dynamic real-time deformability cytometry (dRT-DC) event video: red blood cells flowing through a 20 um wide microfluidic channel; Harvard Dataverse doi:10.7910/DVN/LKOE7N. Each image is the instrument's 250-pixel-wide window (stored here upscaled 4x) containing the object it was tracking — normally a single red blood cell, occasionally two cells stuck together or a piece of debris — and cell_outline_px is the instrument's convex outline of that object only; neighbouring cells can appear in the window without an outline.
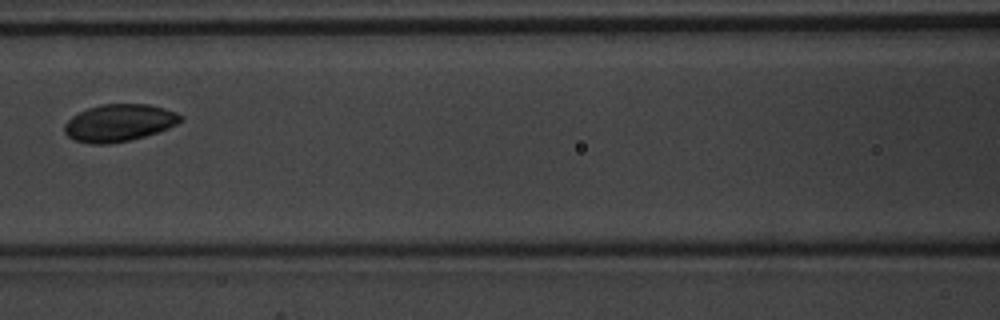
{"species": "common noctule bat (a hibernating species)", "species_latin": "Nyctalus noctula", "temperature_condition": "warm", "stored_images_in_passage": 5, "camera_frame_rate_fps": 3000, "um_per_image_px": 0.085, "animal": {"sex": "male", "body_mass_g": 20.1, "forearm_length_mm": 53.5}, "frame": {"image": 1, "passage_image": 5, "time_ms": 1.333, "image_size_px": [1000, 320], "cell_outline_px": [[184, 120], [168, 128], [144, 136], [128, 140], [108, 144], [92, 144], [72, 140], [64, 132], [64, 124], [72, 116], [88, 108], [100, 104], [148, 104], [164, 108], [176, 112]], "centroid_in_image_um": [10.09, 10.44], "position_along_channel_um": 156.5, "area_um2": 25.09}}